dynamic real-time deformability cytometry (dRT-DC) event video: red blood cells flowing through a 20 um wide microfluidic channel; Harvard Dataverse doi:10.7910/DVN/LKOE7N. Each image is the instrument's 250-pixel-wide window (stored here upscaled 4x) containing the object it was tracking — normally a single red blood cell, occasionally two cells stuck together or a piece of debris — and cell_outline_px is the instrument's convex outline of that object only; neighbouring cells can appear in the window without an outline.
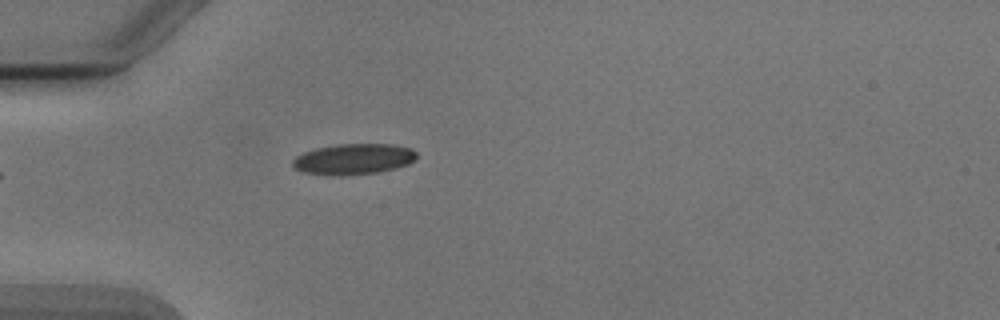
{"species": "Egyptian fruit bat (a non-hibernating species)", "species_latin": "Rousettus aegyptiacus", "temperature_condition": "cold", "stored_images_in_passage": 3, "camera_frame_rate_fps": 3000, "um_per_image_px": 0.085, "animal": {"sex": "male"}, "frame": {"image": 1, "passage_image": 3, "time_ms": 3.333, "image_size_px": [1000, 320], "cell_outline_px": [[416, 160], [408, 164], [396, 168], [380, 172], [340, 176], [336, 176], [304, 172], [292, 168], [292, 160], [296, 156], [304, 152], [316, 148], [336, 144], [392, 144], [412, 148], [416, 152]], "centroid_in_image_um": [30.05, 13.52], "position_along_channel_um": 54.9, "area_um2": 22.48}}